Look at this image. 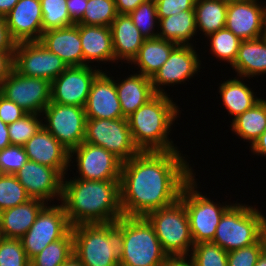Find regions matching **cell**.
<instances>
[{
  "instance_id": "30bf717a",
  "label": "cell",
  "mask_w": 266,
  "mask_h": 266,
  "mask_svg": "<svg viewBox=\"0 0 266 266\" xmlns=\"http://www.w3.org/2000/svg\"><path fill=\"white\" fill-rule=\"evenodd\" d=\"M42 117L46 123L43 127L69 152L84 141L87 120L84 107L50 102Z\"/></svg>"
},
{
  "instance_id": "d6a6232c",
  "label": "cell",
  "mask_w": 266,
  "mask_h": 266,
  "mask_svg": "<svg viewBox=\"0 0 266 266\" xmlns=\"http://www.w3.org/2000/svg\"><path fill=\"white\" fill-rule=\"evenodd\" d=\"M73 255V233L70 229L61 239L48 244L30 260V266H62Z\"/></svg>"
},
{
  "instance_id": "ac0fdd59",
  "label": "cell",
  "mask_w": 266,
  "mask_h": 266,
  "mask_svg": "<svg viewBox=\"0 0 266 266\" xmlns=\"http://www.w3.org/2000/svg\"><path fill=\"white\" fill-rule=\"evenodd\" d=\"M261 6L259 0H243L228 4L225 27L241 40L263 37L266 6Z\"/></svg>"
},
{
  "instance_id": "ffe728a7",
  "label": "cell",
  "mask_w": 266,
  "mask_h": 266,
  "mask_svg": "<svg viewBox=\"0 0 266 266\" xmlns=\"http://www.w3.org/2000/svg\"><path fill=\"white\" fill-rule=\"evenodd\" d=\"M4 18L17 43L40 40L43 33L40 0H19Z\"/></svg>"
},
{
  "instance_id": "7c38bea8",
  "label": "cell",
  "mask_w": 266,
  "mask_h": 266,
  "mask_svg": "<svg viewBox=\"0 0 266 266\" xmlns=\"http://www.w3.org/2000/svg\"><path fill=\"white\" fill-rule=\"evenodd\" d=\"M0 93L25 112L41 115L51 102V82L24 76L14 69L0 86Z\"/></svg>"
},
{
  "instance_id": "4dcf8cb0",
  "label": "cell",
  "mask_w": 266,
  "mask_h": 266,
  "mask_svg": "<svg viewBox=\"0 0 266 266\" xmlns=\"http://www.w3.org/2000/svg\"><path fill=\"white\" fill-rule=\"evenodd\" d=\"M266 130V100L261 99L251 109L232 119L231 131L252 144Z\"/></svg>"
},
{
  "instance_id": "60d3db41",
  "label": "cell",
  "mask_w": 266,
  "mask_h": 266,
  "mask_svg": "<svg viewBox=\"0 0 266 266\" xmlns=\"http://www.w3.org/2000/svg\"><path fill=\"white\" fill-rule=\"evenodd\" d=\"M0 266H30L20 239L5 238L0 241Z\"/></svg>"
},
{
  "instance_id": "603a6c76",
  "label": "cell",
  "mask_w": 266,
  "mask_h": 266,
  "mask_svg": "<svg viewBox=\"0 0 266 266\" xmlns=\"http://www.w3.org/2000/svg\"><path fill=\"white\" fill-rule=\"evenodd\" d=\"M115 61L131 63L146 39L134 25L129 14H118L111 26Z\"/></svg>"
},
{
  "instance_id": "f5cc1de1",
  "label": "cell",
  "mask_w": 266,
  "mask_h": 266,
  "mask_svg": "<svg viewBox=\"0 0 266 266\" xmlns=\"http://www.w3.org/2000/svg\"><path fill=\"white\" fill-rule=\"evenodd\" d=\"M11 146L8 125L0 119V150Z\"/></svg>"
},
{
  "instance_id": "c3c4849f",
  "label": "cell",
  "mask_w": 266,
  "mask_h": 266,
  "mask_svg": "<svg viewBox=\"0 0 266 266\" xmlns=\"http://www.w3.org/2000/svg\"><path fill=\"white\" fill-rule=\"evenodd\" d=\"M87 0H67V9L71 20L77 24L83 19Z\"/></svg>"
},
{
  "instance_id": "6da1fadb",
  "label": "cell",
  "mask_w": 266,
  "mask_h": 266,
  "mask_svg": "<svg viewBox=\"0 0 266 266\" xmlns=\"http://www.w3.org/2000/svg\"><path fill=\"white\" fill-rule=\"evenodd\" d=\"M179 152L140 151L122 163L120 205L123 216L145 217L180 199L184 185L196 174Z\"/></svg>"
},
{
  "instance_id": "ba28073f",
  "label": "cell",
  "mask_w": 266,
  "mask_h": 266,
  "mask_svg": "<svg viewBox=\"0 0 266 266\" xmlns=\"http://www.w3.org/2000/svg\"><path fill=\"white\" fill-rule=\"evenodd\" d=\"M194 176L184 185L180 201L184 204L190 223V232L194 245L213 241L217 225L224 212L232 205L214 203L196 188ZM222 205V206H221Z\"/></svg>"
},
{
  "instance_id": "9a60e30c",
  "label": "cell",
  "mask_w": 266,
  "mask_h": 266,
  "mask_svg": "<svg viewBox=\"0 0 266 266\" xmlns=\"http://www.w3.org/2000/svg\"><path fill=\"white\" fill-rule=\"evenodd\" d=\"M101 71L91 65L67 67L51 82V102L85 107L91 85Z\"/></svg>"
},
{
  "instance_id": "44dd1931",
  "label": "cell",
  "mask_w": 266,
  "mask_h": 266,
  "mask_svg": "<svg viewBox=\"0 0 266 266\" xmlns=\"http://www.w3.org/2000/svg\"><path fill=\"white\" fill-rule=\"evenodd\" d=\"M23 148L28 160L55 168L63 177L67 175L69 151L43 126Z\"/></svg>"
},
{
  "instance_id": "6f0895ef",
  "label": "cell",
  "mask_w": 266,
  "mask_h": 266,
  "mask_svg": "<svg viewBox=\"0 0 266 266\" xmlns=\"http://www.w3.org/2000/svg\"><path fill=\"white\" fill-rule=\"evenodd\" d=\"M261 238L264 244V250L266 251V219L264 220L261 228Z\"/></svg>"
},
{
  "instance_id": "e0dca14e",
  "label": "cell",
  "mask_w": 266,
  "mask_h": 266,
  "mask_svg": "<svg viewBox=\"0 0 266 266\" xmlns=\"http://www.w3.org/2000/svg\"><path fill=\"white\" fill-rule=\"evenodd\" d=\"M14 175L31 198L46 203L62 199L63 176L55 168L27 160Z\"/></svg>"
},
{
  "instance_id": "11a10c76",
  "label": "cell",
  "mask_w": 266,
  "mask_h": 266,
  "mask_svg": "<svg viewBox=\"0 0 266 266\" xmlns=\"http://www.w3.org/2000/svg\"><path fill=\"white\" fill-rule=\"evenodd\" d=\"M62 266H84L81 261L73 254Z\"/></svg>"
},
{
  "instance_id": "680465c9",
  "label": "cell",
  "mask_w": 266,
  "mask_h": 266,
  "mask_svg": "<svg viewBox=\"0 0 266 266\" xmlns=\"http://www.w3.org/2000/svg\"><path fill=\"white\" fill-rule=\"evenodd\" d=\"M218 1L226 3V4H230V3L241 2L243 0H218Z\"/></svg>"
},
{
  "instance_id": "74e56055",
  "label": "cell",
  "mask_w": 266,
  "mask_h": 266,
  "mask_svg": "<svg viewBox=\"0 0 266 266\" xmlns=\"http://www.w3.org/2000/svg\"><path fill=\"white\" fill-rule=\"evenodd\" d=\"M40 114L27 113L19 120L8 125L11 145L23 146L43 126ZM41 119V120H40Z\"/></svg>"
},
{
  "instance_id": "8fae6325",
  "label": "cell",
  "mask_w": 266,
  "mask_h": 266,
  "mask_svg": "<svg viewBox=\"0 0 266 266\" xmlns=\"http://www.w3.org/2000/svg\"><path fill=\"white\" fill-rule=\"evenodd\" d=\"M70 229L62 203L52 206L47 203L37 215L34 224L20 238L28 259L38 255L51 242L61 239Z\"/></svg>"
},
{
  "instance_id": "bcb514c9",
  "label": "cell",
  "mask_w": 266,
  "mask_h": 266,
  "mask_svg": "<svg viewBox=\"0 0 266 266\" xmlns=\"http://www.w3.org/2000/svg\"><path fill=\"white\" fill-rule=\"evenodd\" d=\"M17 42L11 36L5 18L0 16V51H15Z\"/></svg>"
},
{
  "instance_id": "816d5d0a",
  "label": "cell",
  "mask_w": 266,
  "mask_h": 266,
  "mask_svg": "<svg viewBox=\"0 0 266 266\" xmlns=\"http://www.w3.org/2000/svg\"><path fill=\"white\" fill-rule=\"evenodd\" d=\"M253 154L266 156V130L260 137L250 146Z\"/></svg>"
},
{
  "instance_id": "1f68e13d",
  "label": "cell",
  "mask_w": 266,
  "mask_h": 266,
  "mask_svg": "<svg viewBox=\"0 0 266 266\" xmlns=\"http://www.w3.org/2000/svg\"><path fill=\"white\" fill-rule=\"evenodd\" d=\"M227 6L228 4L218 0H196L194 11L197 31H203V35L208 37L224 28Z\"/></svg>"
},
{
  "instance_id": "5bb4252c",
  "label": "cell",
  "mask_w": 266,
  "mask_h": 266,
  "mask_svg": "<svg viewBox=\"0 0 266 266\" xmlns=\"http://www.w3.org/2000/svg\"><path fill=\"white\" fill-rule=\"evenodd\" d=\"M73 156H76L78 179L120 180L123 162L103 147L82 142L69 152V162Z\"/></svg>"
},
{
  "instance_id": "ee69618b",
  "label": "cell",
  "mask_w": 266,
  "mask_h": 266,
  "mask_svg": "<svg viewBox=\"0 0 266 266\" xmlns=\"http://www.w3.org/2000/svg\"><path fill=\"white\" fill-rule=\"evenodd\" d=\"M196 0H156L158 18H166L186 10H194Z\"/></svg>"
},
{
  "instance_id": "4fadbf2b",
  "label": "cell",
  "mask_w": 266,
  "mask_h": 266,
  "mask_svg": "<svg viewBox=\"0 0 266 266\" xmlns=\"http://www.w3.org/2000/svg\"><path fill=\"white\" fill-rule=\"evenodd\" d=\"M68 66L40 41L17 43L14 52V69L24 76L47 79L52 82Z\"/></svg>"
},
{
  "instance_id": "f6af8a7d",
  "label": "cell",
  "mask_w": 266,
  "mask_h": 266,
  "mask_svg": "<svg viewBox=\"0 0 266 266\" xmlns=\"http://www.w3.org/2000/svg\"><path fill=\"white\" fill-rule=\"evenodd\" d=\"M25 112L13 101L8 100L0 93V119L7 125L25 116Z\"/></svg>"
},
{
  "instance_id": "f907efd6",
  "label": "cell",
  "mask_w": 266,
  "mask_h": 266,
  "mask_svg": "<svg viewBox=\"0 0 266 266\" xmlns=\"http://www.w3.org/2000/svg\"><path fill=\"white\" fill-rule=\"evenodd\" d=\"M188 257L187 256H168L163 262L162 266H195L192 258L190 256Z\"/></svg>"
},
{
  "instance_id": "9f6ffc18",
  "label": "cell",
  "mask_w": 266,
  "mask_h": 266,
  "mask_svg": "<svg viewBox=\"0 0 266 266\" xmlns=\"http://www.w3.org/2000/svg\"><path fill=\"white\" fill-rule=\"evenodd\" d=\"M255 266H266V251L263 250L257 259Z\"/></svg>"
},
{
  "instance_id": "83f0119b",
  "label": "cell",
  "mask_w": 266,
  "mask_h": 266,
  "mask_svg": "<svg viewBox=\"0 0 266 266\" xmlns=\"http://www.w3.org/2000/svg\"><path fill=\"white\" fill-rule=\"evenodd\" d=\"M177 46L174 42L158 37L145 39L131 64L138 65L139 73L151 78Z\"/></svg>"
},
{
  "instance_id": "94428289",
  "label": "cell",
  "mask_w": 266,
  "mask_h": 266,
  "mask_svg": "<svg viewBox=\"0 0 266 266\" xmlns=\"http://www.w3.org/2000/svg\"><path fill=\"white\" fill-rule=\"evenodd\" d=\"M2 238H3V236H2V232L0 230V241H1Z\"/></svg>"
},
{
  "instance_id": "3957f363",
  "label": "cell",
  "mask_w": 266,
  "mask_h": 266,
  "mask_svg": "<svg viewBox=\"0 0 266 266\" xmlns=\"http://www.w3.org/2000/svg\"><path fill=\"white\" fill-rule=\"evenodd\" d=\"M168 96L156 94L127 118L133 142L140 151L179 150L168 135L180 108Z\"/></svg>"
},
{
  "instance_id": "cb8c5ba5",
  "label": "cell",
  "mask_w": 266,
  "mask_h": 266,
  "mask_svg": "<svg viewBox=\"0 0 266 266\" xmlns=\"http://www.w3.org/2000/svg\"><path fill=\"white\" fill-rule=\"evenodd\" d=\"M79 36L84 65L89 66L95 61L115 62L110 27L79 24Z\"/></svg>"
},
{
  "instance_id": "5b68a950",
  "label": "cell",
  "mask_w": 266,
  "mask_h": 266,
  "mask_svg": "<svg viewBox=\"0 0 266 266\" xmlns=\"http://www.w3.org/2000/svg\"><path fill=\"white\" fill-rule=\"evenodd\" d=\"M73 254L84 266H119L116 221L71 227Z\"/></svg>"
},
{
  "instance_id": "d4e9b609",
  "label": "cell",
  "mask_w": 266,
  "mask_h": 266,
  "mask_svg": "<svg viewBox=\"0 0 266 266\" xmlns=\"http://www.w3.org/2000/svg\"><path fill=\"white\" fill-rule=\"evenodd\" d=\"M47 203L38 198L0 212V230L5 238H22Z\"/></svg>"
},
{
  "instance_id": "4316f807",
  "label": "cell",
  "mask_w": 266,
  "mask_h": 266,
  "mask_svg": "<svg viewBox=\"0 0 266 266\" xmlns=\"http://www.w3.org/2000/svg\"><path fill=\"white\" fill-rule=\"evenodd\" d=\"M237 76L250 79L266 73V37L242 40L237 57L231 65Z\"/></svg>"
},
{
  "instance_id": "8d00e7d4",
  "label": "cell",
  "mask_w": 266,
  "mask_h": 266,
  "mask_svg": "<svg viewBox=\"0 0 266 266\" xmlns=\"http://www.w3.org/2000/svg\"><path fill=\"white\" fill-rule=\"evenodd\" d=\"M27 194L17 177L12 174H0V212L27 202Z\"/></svg>"
},
{
  "instance_id": "9c48e42d",
  "label": "cell",
  "mask_w": 266,
  "mask_h": 266,
  "mask_svg": "<svg viewBox=\"0 0 266 266\" xmlns=\"http://www.w3.org/2000/svg\"><path fill=\"white\" fill-rule=\"evenodd\" d=\"M83 142L103 147L122 162L140 152L133 142L127 118L87 119Z\"/></svg>"
},
{
  "instance_id": "b9f144b4",
  "label": "cell",
  "mask_w": 266,
  "mask_h": 266,
  "mask_svg": "<svg viewBox=\"0 0 266 266\" xmlns=\"http://www.w3.org/2000/svg\"><path fill=\"white\" fill-rule=\"evenodd\" d=\"M27 160L23 146L11 145L6 147L0 150V173L14 175Z\"/></svg>"
},
{
  "instance_id": "d590c367",
  "label": "cell",
  "mask_w": 266,
  "mask_h": 266,
  "mask_svg": "<svg viewBox=\"0 0 266 266\" xmlns=\"http://www.w3.org/2000/svg\"><path fill=\"white\" fill-rule=\"evenodd\" d=\"M117 15L115 0H87L83 19L77 24L110 27Z\"/></svg>"
},
{
  "instance_id": "7402d4cb",
  "label": "cell",
  "mask_w": 266,
  "mask_h": 266,
  "mask_svg": "<svg viewBox=\"0 0 266 266\" xmlns=\"http://www.w3.org/2000/svg\"><path fill=\"white\" fill-rule=\"evenodd\" d=\"M39 41L49 51L58 55L68 67L84 66L79 24L45 31Z\"/></svg>"
},
{
  "instance_id": "836d02e7",
  "label": "cell",
  "mask_w": 266,
  "mask_h": 266,
  "mask_svg": "<svg viewBox=\"0 0 266 266\" xmlns=\"http://www.w3.org/2000/svg\"><path fill=\"white\" fill-rule=\"evenodd\" d=\"M210 39V51L213 56L232 65L242 42L233 32L226 27L216 31L207 37Z\"/></svg>"
},
{
  "instance_id": "8992f818",
  "label": "cell",
  "mask_w": 266,
  "mask_h": 266,
  "mask_svg": "<svg viewBox=\"0 0 266 266\" xmlns=\"http://www.w3.org/2000/svg\"><path fill=\"white\" fill-rule=\"evenodd\" d=\"M257 209L246 204H232L221 217L212 242L227 252L255 244L261 238L266 219Z\"/></svg>"
},
{
  "instance_id": "52a82bcc",
  "label": "cell",
  "mask_w": 266,
  "mask_h": 266,
  "mask_svg": "<svg viewBox=\"0 0 266 266\" xmlns=\"http://www.w3.org/2000/svg\"><path fill=\"white\" fill-rule=\"evenodd\" d=\"M145 218L153 226L162 249L168 256H189L194 242L189 217L180 200L148 213Z\"/></svg>"
},
{
  "instance_id": "f1b7e54d",
  "label": "cell",
  "mask_w": 266,
  "mask_h": 266,
  "mask_svg": "<svg viewBox=\"0 0 266 266\" xmlns=\"http://www.w3.org/2000/svg\"><path fill=\"white\" fill-rule=\"evenodd\" d=\"M158 38L178 45H191L189 41L197 34L195 11L186 10L166 18H158Z\"/></svg>"
},
{
  "instance_id": "2e32d148",
  "label": "cell",
  "mask_w": 266,
  "mask_h": 266,
  "mask_svg": "<svg viewBox=\"0 0 266 266\" xmlns=\"http://www.w3.org/2000/svg\"><path fill=\"white\" fill-rule=\"evenodd\" d=\"M191 45H178L170 54L167 61L150 78L156 94H167L163 87L181 84L200 72L201 61L197 51ZM170 84V85H169ZM160 86H163L162 88Z\"/></svg>"
},
{
  "instance_id": "7bdbcfd3",
  "label": "cell",
  "mask_w": 266,
  "mask_h": 266,
  "mask_svg": "<svg viewBox=\"0 0 266 266\" xmlns=\"http://www.w3.org/2000/svg\"><path fill=\"white\" fill-rule=\"evenodd\" d=\"M264 250L262 238L255 244L228 252L227 266H255L258 257Z\"/></svg>"
},
{
  "instance_id": "91938a15",
  "label": "cell",
  "mask_w": 266,
  "mask_h": 266,
  "mask_svg": "<svg viewBox=\"0 0 266 266\" xmlns=\"http://www.w3.org/2000/svg\"><path fill=\"white\" fill-rule=\"evenodd\" d=\"M264 36L266 37V11H265V31H264Z\"/></svg>"
},
{
  "instance_id": "db71d44e",
  "label": "cell",
  "mask_w": 266,
  "mask_h": 266,
  "mask_svg": "<svg viewBox=\"0 0 266 266\" xmlns=\"http://www.w3.org/2000/svg\"><path fill=\"white\" fill-rule=\"evenodd\" d=\"M19 2V0H0V16L4 17Z\"/></svg>"
},
{
  "instance_id": "484cf974",
  "label": "cell",
  "mask_w": 266,
  "mask_h": 266,
  "mask_svg": "<svg viewBox=\"0 0 266 266\" xmlns=\"http://www.w3.org/2000/svg\"><path fill=\"white\" fill-rule=\"evenodd\" d=\"M115 87L124 118H128L156 95L150 77L141 73L129 75L119 83L115 81Z\"/></svg>"
},
{
  "instance_id": "f35d334b",
  "label": "cell",
  "mask_w": 266,
  "mask_h": 266,
  "mask_svg": "<svg viewBox=\"0 0 266 266\" xmlns=\"http://www.w3.org/2000/svg\"><path fill=\"white\" fill-rule=\"evenodd\" d=\"M189 256H191L195 266L228 265V252L212 241L195 244Z\"/></svg>"
},
{
  "instance_id": "d6986e66",
  "label": "cell",
  "mask_w": 266,
  "mask_h": 266,
  "mask_svg": "<svg viewBox=\"0 0 266 266\" xmlns=\"http://www.w3.org/2000/svg\"><path fill=\"white\" fill-rule=\"evenodd\" d=\"M101 71L94 79L84 107L87 119L124 118L114 77Z\"/></svg>"
},
{
  "instance_id": "ab89813d",
  "label": "cell",
  "mask_w": 266,
  "mask_h": 266,
  "mask_svg": "<svg viewBox=\"0 0 266 266\" xmlns=\"http://www.w3.org/2000/svg\"><path fill=\"white\" fill-rule=\"evenodd\" d=\"M129 16L146 39L156 38L158 36V32H155L154 29L156 24L159 23L154 0H146L141 3Z\"/></svg>"
},
{
  "instance_id": "f546056e",
  "label": "cell",
  "mask_w": 266,
  "mask_h": 266,
  "mask_svg": "<svg viewBox=\"0 0 266 266\" xmlns=\"http://www.w3.org/2000/svg\"><path fill=\"white\" fill-rule=\"evenodd\" d=\"M236 78L223 81L219 86L223 106L231 116H234L233 119L251 109L262 99L254 95L253 90L245 85L244 81L242 82L241 77Z\"/></svg>"
},
{
  "instance_id": "277c9868",
  "label": "cell",
  "mask_w": 266,
  "mask_h": 266,
  "mask_svg": "<svg viewBox=\"0 0 266 266\" xmlns=\"http://www.w3.org/2000/svg\"><path fill=\"white\" fill-rule=\"evenodd\" d=\"M119 266H162L168 255L145 217L122 216L116 221Z\"/></svg>"
},
{
  "instance_id": "681fc988",
  "label": "cell",
  "mask_w": 266,
  "mask_h": 266,
  "mask_svg": "<svg viewBox=\"0 0 266 266\" xmlns=\"http://www.w3.org/2000/svg\"><path fill=\"white\" fill-rule=\"evenodd\" d=\"M146 0H115L118 14H130Z\"/></svg>"
},
{
  "instance_id": "e575fe53",
  "label": "cell",
  "mask_w": 266,
  "mask_h": 266,
  "mask_svg": "<svg viewBox=\"0 0 266 266\" xmlns=\"http://www.w3.org/2000/svg\"><path fill=\"white\" fill-rule=\"evenodd\" d=\"M43 32L74 25L67 9V0H40Z\"/></svg>"
},
{
  "instance_id": "7dc6e473",
  "label": "cell",
  "mask_w": 266,
  "mask_h": 266,
  "mask_svg": "<svg viewBox=\"0 0 266 266\" xmlns=\"http://www.w3.org/2000/svg\"><path fill=\"white\" fill-rule=\"evenodd\" d=\"M14 52L0 51V86L14 70Z\"/></svg>"
},
{
  "instance_id": "7a4b0ae2",
  "label": "cell",
  "mask_w": 266,
  "mask_h": 266,
  "mask_svg": "<svg viewBox=\"0 0 266 266\" xmlns=\"http://www.w3.org/2000/svg\"><path fill=\"white\" fill-rule=\"evenodd\" d=\"M66 180L64 176L61 203L71 227L115 222L123 216L120 180Z\"/></svg>"
}]
</instances>
